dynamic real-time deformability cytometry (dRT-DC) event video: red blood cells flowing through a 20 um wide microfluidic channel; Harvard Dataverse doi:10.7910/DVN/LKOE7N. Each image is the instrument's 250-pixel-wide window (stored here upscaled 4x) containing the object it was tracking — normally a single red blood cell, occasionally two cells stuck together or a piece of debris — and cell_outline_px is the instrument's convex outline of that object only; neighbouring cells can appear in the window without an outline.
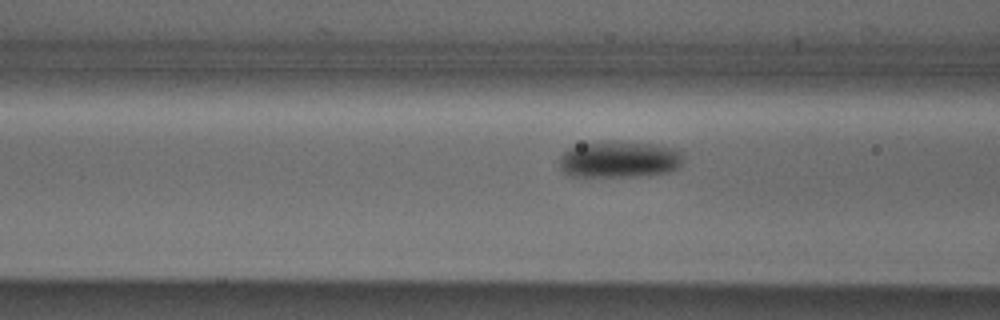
{"species": "Egyptian fruit bat (a non-hibernating species)", "species_latin": "Rousettus aegyptiacus", "temperature_condition": "cold", "stored_images_in_passage": 5, "camera_frame_rate_fps": 3000, "um_per_image_px": 0.085, "animal": {"sex": "male"}, "frame": {"image": 1, "passage_image": 5, "time_ms": 1.333, "image_size_px": [1000, 320], "cell_outline_px": [[684, 160], [680, 168], [668, 172], [648, 176], [568, 176], [560, 168], [560, 156], [568, 148], [584, 144], [604, 140], [652, 144], [676, 148], [684, 156]], "centroid_in_image_um": [52.68, 13.55], "position_along_channel_um": 113.9, "area_um2": 26.76}}